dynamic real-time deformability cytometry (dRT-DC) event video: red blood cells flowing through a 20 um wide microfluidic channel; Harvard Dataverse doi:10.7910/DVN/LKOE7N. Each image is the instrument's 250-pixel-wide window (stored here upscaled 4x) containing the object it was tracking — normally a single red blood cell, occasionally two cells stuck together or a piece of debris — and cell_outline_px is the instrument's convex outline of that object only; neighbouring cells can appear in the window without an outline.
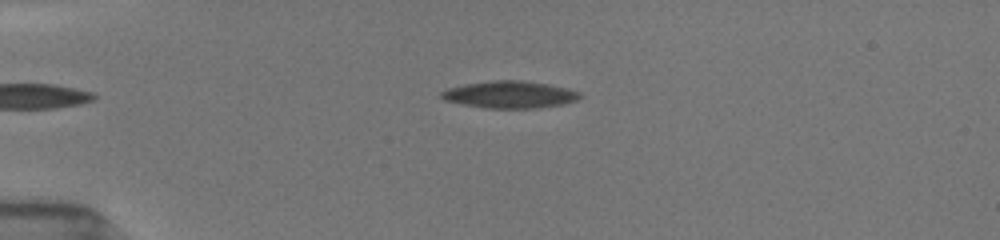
{"species": "common noctule bat (a hibernating species)", "species_latin": "Nyctalus noctula", "temperature_condition": "room temperature", "stored_images_in_passage": 5, "camera_frame_rate_fps": 3000, "um_per_image_px": 0.085, "animal": {"sex": "female", "body_mass_g": 19.5, "forearm_length_mm": 54.1}, "frame": {"image": 1, "passage_image": 5, "time_ms": 3.0, "image_size_px": [1000, 240], "cell_outline_px": [[580, 96], [576, 100], [560, 104], [532, 108], [488, 108], [464, 104], [444, 100], [440, 96], [440, 92], [448, 88], [464, 84], [496, 80], [516, 80], [544, 84], [564, 88], [580, 92]], "centroid_in_image_um": [43.26, 8.04], "position_along_channel_um": 41.7, "area_um2": 21.27}}